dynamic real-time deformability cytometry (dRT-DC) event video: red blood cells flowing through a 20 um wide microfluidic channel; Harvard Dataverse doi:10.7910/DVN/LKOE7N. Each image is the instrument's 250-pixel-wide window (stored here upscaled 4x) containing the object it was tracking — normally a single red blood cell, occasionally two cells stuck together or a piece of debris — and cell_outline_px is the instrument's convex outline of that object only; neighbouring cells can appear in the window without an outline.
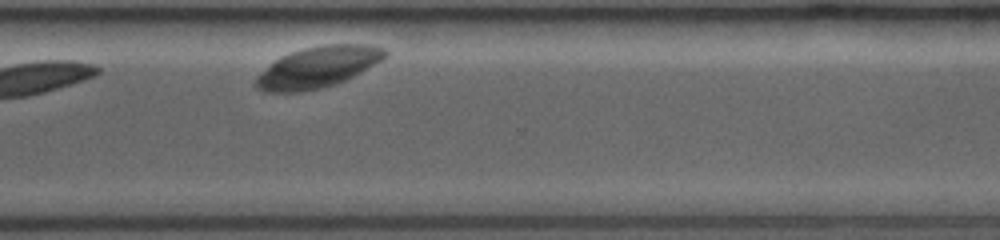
{"species": "common noctule bat (a hibernating species)", "species_latin": "Nyctalus noctula", "temperature_condition": "room temperature", "stored_images_in_passage": 9, "segment_of_instrument_passage": [2, 2], "camera_frame_rate_fps": 3500, "um_per_image_px": 0.085, "animal": {"sex": "female", "body_mass_g": 19.0, "forearm_length_mm": 53.3}, "frame": {"image": 1, "passage_image": 9, "time_ms": 2.286, "image_size_px": [1000, 240], "cell_outline_px": [[388, 56], [360, 72], [336, 84], [320, 88], [300, 92], [268, 92], [256, 88], [256, 76], [280, 56], [304, 48], [324, 44], [372, 44], [384, 48], [388, 52]], "centroid_in_image_um": [27.03, 5.69], "position_along_channel_um": 343.6, "area_um2": 30.69}}